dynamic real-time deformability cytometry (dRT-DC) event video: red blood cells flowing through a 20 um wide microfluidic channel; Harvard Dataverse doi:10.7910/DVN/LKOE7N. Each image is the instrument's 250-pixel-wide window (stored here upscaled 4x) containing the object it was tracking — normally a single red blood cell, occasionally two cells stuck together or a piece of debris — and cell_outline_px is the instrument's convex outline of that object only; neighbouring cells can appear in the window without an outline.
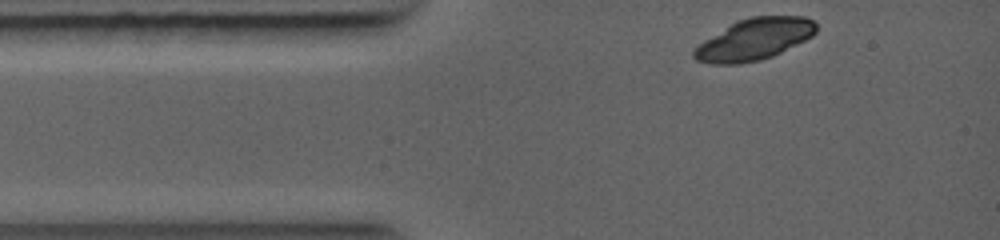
{"species": "common noctule bat (a hibernating species)", "species_latin": "Nyctalus noctula", "temperature_condition": "warm", "stored_images_in_passage": 4, "camera_frame_rate_fps": 5000, "um_per_image_px": 0.085, "animal": {"sex": "female", "body_mass_g": 19.0, "forearm_length_mm": 56.7}, "frame": {"image": 1, "passage_image": 1, "time_ms": 0.0, "image_size_px": [1000, 240], "cell_outline_px": [[816, 32], [812, 36], [772, 56], [760, 60], [740, 64], [712, 64], [696, 60], [692, 56], [692, 52], [704, 40], [736, 20], [752, 16], [804, 16], [812, 20], [816, 24]], "centroid_in_image_um": [64.1, 3.34], "position_along_channel_um": 20.9, "area_um2": 29.36}}